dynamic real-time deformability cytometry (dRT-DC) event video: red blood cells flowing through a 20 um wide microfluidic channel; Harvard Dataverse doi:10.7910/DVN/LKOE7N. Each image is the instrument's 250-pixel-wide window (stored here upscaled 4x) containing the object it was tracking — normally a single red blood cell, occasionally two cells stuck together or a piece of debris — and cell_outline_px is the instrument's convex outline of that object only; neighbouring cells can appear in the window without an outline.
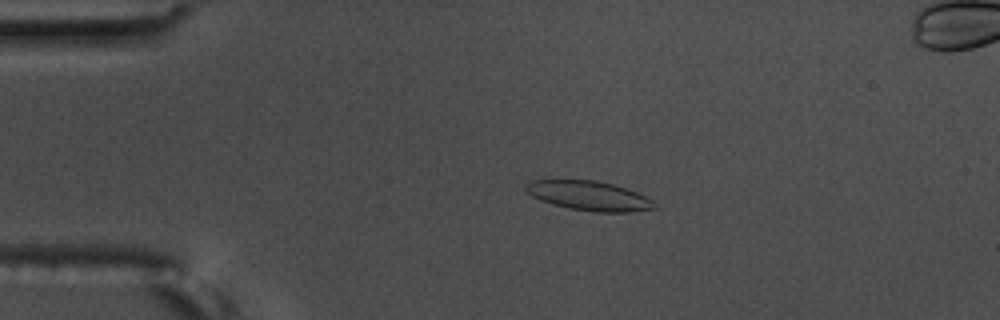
{"species": "common noctule bat (a hibernating species)", "species_latin": "Nyctalus noctula", "temperature_condition": "warm", "stored_images_in_passage": 51, "camera_frame_rate_fps": 3000, "um_per_image_px": 0.085, "animal": {"sex": "male", "body_mass_g": 17.5, "forearm_length_mm": 52.3}, "frame": {"image": 1, "passage_image": 6, "time_ms": 1.667, "image_size_px": [1000, 320], "cell_outline_px": [[656, 208], [628, 212], [596, 212], [568, 208], [552, 204], [540, 200], [532, 196], [524, 188], [524, 184], [532, 180], [596, 180], [612, 184], [636, 192], [652, 200], [656, 204]], "centroid_in_image_um": [50.03, 16.64], "position_along_channel_um": 35.0, "area_um2": 21.96}}
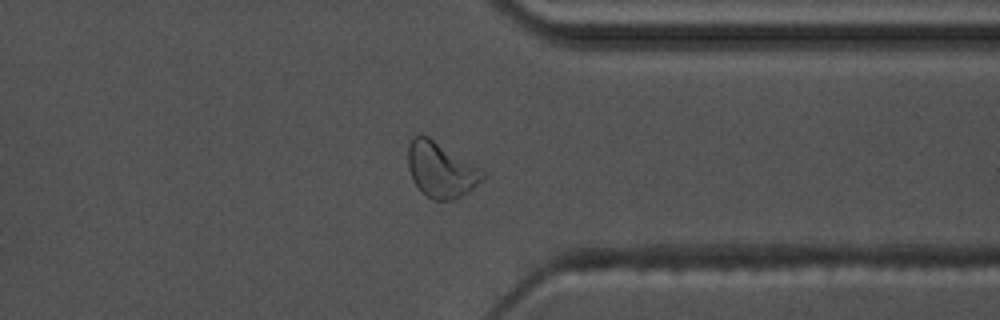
{"frame": {"image": 2, "passage_image": 38, "time_ms": 12.333, "image_size_px": [1000, 320], "cell_outline_px": [[484, 176], [468, 192], [456, 200], [432, 200], [412, 180], [408, 168], [408, 144], [412, 136], [420, 132], [428, 136], [480, 168], [484, 172]], "centroid_in_image_um": [37.43, 14.4], "position_along_channel_um": 374.0, "area_um2": 23.87}}
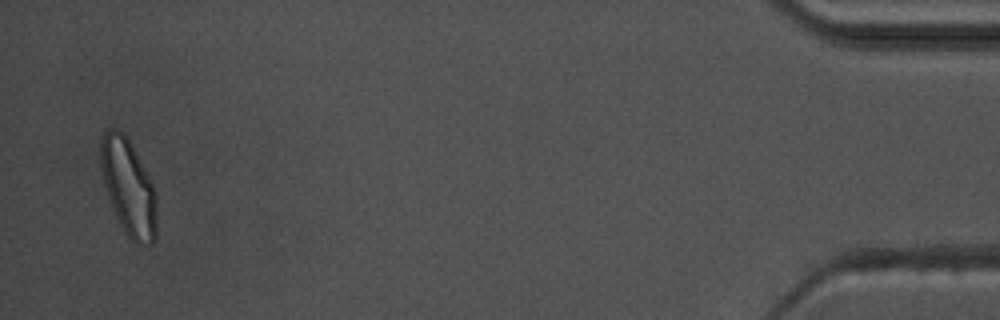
{"frame": {"image": 3, "passage_image": 49, "time_ms": 16.0, "image_size_px": [1000, 320], "cell_outline_px": [[156, 240], [152, 244], [136, 244], [124, 232], [116, 216], [108, 196], [100, 168], [100, 136], [108, 128], [116, 128], [128, 140], [144, 168], [152, 184], [156, 196]], "centroid_in_image_um": [10.9, 15.94], "position_along_channel_um": 424.3, "area_um2": 31.1}}